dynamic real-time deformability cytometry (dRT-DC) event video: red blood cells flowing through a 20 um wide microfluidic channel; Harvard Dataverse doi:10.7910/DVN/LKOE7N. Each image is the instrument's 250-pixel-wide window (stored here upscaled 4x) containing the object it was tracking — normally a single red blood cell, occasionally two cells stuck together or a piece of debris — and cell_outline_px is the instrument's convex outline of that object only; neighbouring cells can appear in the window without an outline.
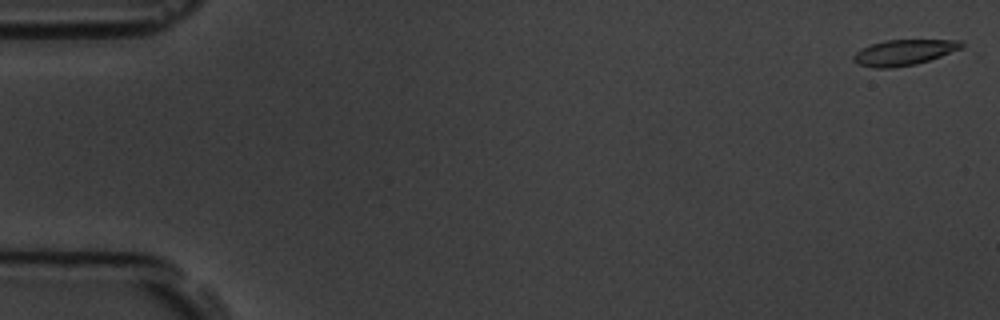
{"species": "common noctule bat (a hibernating species)", "species_latin": "Nyctalus noctula", "temperature_condition": "room temperature", "stored_images_in_passage": 18, "camera_frame_rate_fps": 3000, "um_per_image_px": 0.085, "animal": {"sex": "male", "body_mass_g": 19.5, "forearm_length_mm": 54.6}, "frame": {"image": 1, "passage_image": 1, "time_ms": 0.0, "image_size_px": [1000, 320], "cell_outline_px": [[964, 48], [916, 64], [888, 68], [876, 68], [860, 64], [852, 60], [852, 56], [856, 52], [872, 44], [884, 40], [964, 40]], "centroid_in_image_um": [76.88, 4.44], "position_along_channel_um": 8.1, "area_um2": 16.01}}
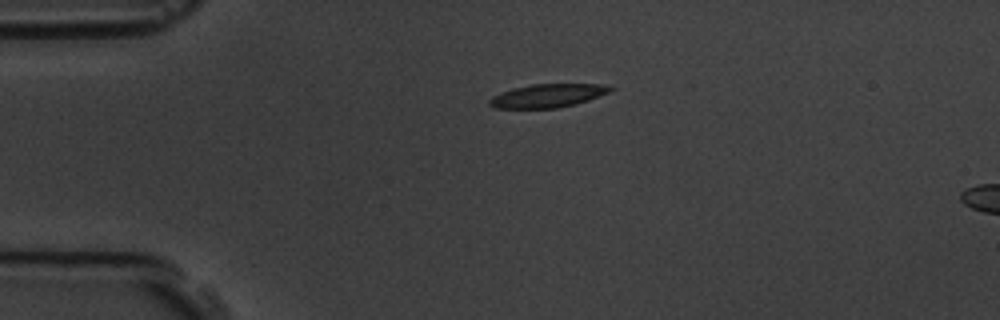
{"frame": {"image": 2, "passage_image": 13, "time_ms": 4.0, "image_size_px": [1000, 320], "cell_outline_px": [[616, 88], [608, 92], [588, 100], [556, 108], [496, 108], [488, 104], [488, 100], [492, 96], [512, 88], [532, 84], [612, 84]], "centroid_in_image_um": [46.56, 8.12], "position_along_channel_um": 38.4, "area_um2": 16.47}}